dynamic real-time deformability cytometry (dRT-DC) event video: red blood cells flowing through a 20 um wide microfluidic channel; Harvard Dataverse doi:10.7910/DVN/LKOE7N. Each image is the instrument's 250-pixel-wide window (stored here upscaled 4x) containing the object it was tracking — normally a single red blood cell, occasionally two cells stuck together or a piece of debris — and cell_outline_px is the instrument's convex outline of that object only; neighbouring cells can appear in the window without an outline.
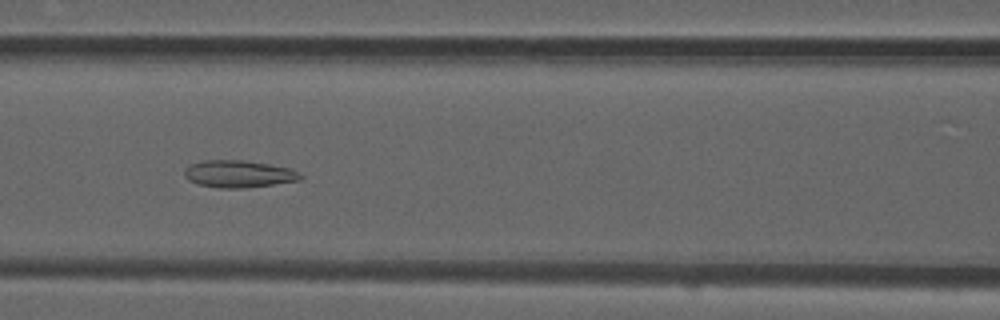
{"species": "common noctule bat (a hibernating species)", "species_latin": "Nyctalus noctula", "temperature_condition": "room temperature", "stored_images_in_passage": 40, "camera_frame_rate_fps": 3000, "um_per_image_px": 0.085, "animal": {"sex": "male", "forearm_length_mm": 52.5}, "frame": {"image": 1, "passage_image": 10, "time_ms": 3.0, "image_size_px": [1000, 320], "cell_outline_px": [[304, 176], [300, 180], [244, 188], [220, 188], [200, 184], [188, 180], [184, 176], [184, 168], [188, 164], [204, 160], [244, 160], [292, 168], [300, 172]], "centroid_in_image_um": [20.28, 14.77], "position_along_channel_um": 146.3, "area_um2": 18.5}}
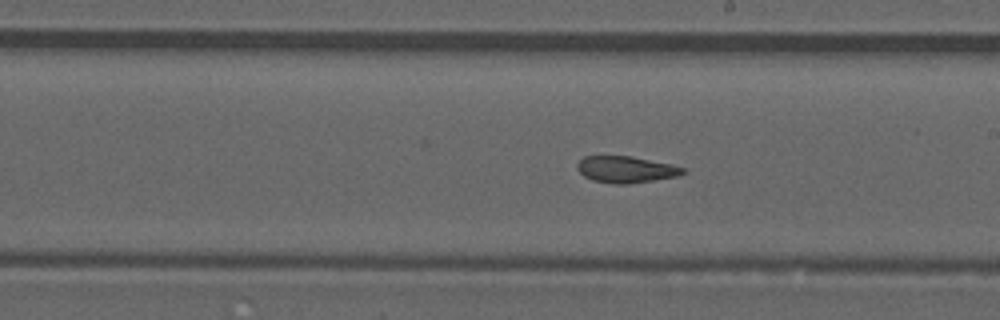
{"frame": {"image": 2, "passage_image": 17, "time_ms": 5.333, "image_size_px": [1000, 320], "cell_outline_px": [[688, 172], [676, 176], [628, 184], [612, 184], [592, 180], [584, 176], [576, 168], [576, 164], [584, 156], [632, 156], [672, 164], [684, 168]], "centroid_in_image_um": [53.19, 14.4], "position_along_channel_um": 235.8, "area_um2": 16.42}}
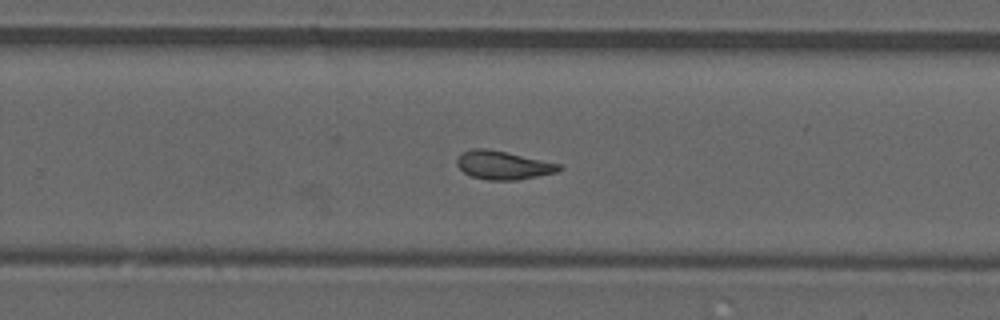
{"frame": {"image": 3, "passage_image": 21, "time_ms": 6.667, "image_size_px": [1000, 320], "cell_outline_px": [[560, 168], [556, 172], [516, 180], [488, 180], [472, 176], [464, 172], [456, 164], [456, 160], [460, 152], [472, 148], [488, 148], [560, 164]], "centroid_in_image_um": [42.69, 14.02], "position_along_channel_um": 287.1, "area_um2": 16.76}, "authors_computed_cell_mechanics": {"area_um2": 16.8487, "velocity_mm_per_s": 3.8526, "shape_relaxation_time_tau1_ms": null, "shape_relaxation_time_tau2_ms": 2.3093, "deformation_change_tau1": null, "deformation_change_tau2": 0.0875}}